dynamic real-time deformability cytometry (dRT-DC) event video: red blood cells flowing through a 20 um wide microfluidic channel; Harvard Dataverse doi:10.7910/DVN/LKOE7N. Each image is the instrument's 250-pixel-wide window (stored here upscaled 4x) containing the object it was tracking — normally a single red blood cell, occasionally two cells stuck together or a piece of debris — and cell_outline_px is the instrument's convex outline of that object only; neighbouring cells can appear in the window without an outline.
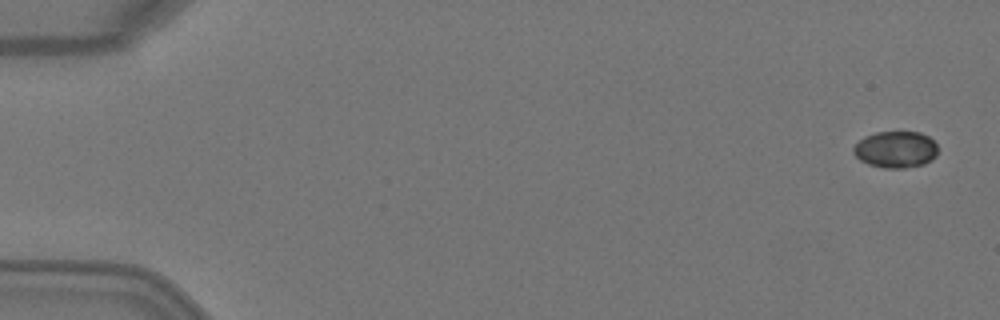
{"species": "Egyptian fruit bat (a non-hibernating species)", "species_latin": "Rousettus aegyptiacus", "temperature_condition": "warm", "stored_images_in_passage": 5, "camera_frame_rate_fps": 3000, "um_per_image_px": 0.085, "animal": {"sex": "female"}, "frame": {"image": 1, "passage_image": 1, "time_ms": 0.0, "image_size_px": [1000, 320], "cell_outline_px": [[936, 156], [932, 160], [924, 164], [904, 168], [884, 168], [868, 164], [860, 160], [852, 152], [852, 148], [864, 136], [876, 132], [920, 132], [928, 136], [936, 144]], "centroid_in_image_um": [76.12, 12.71], "position_along_channel_um": 8.9, "area_um2": 18.03}}
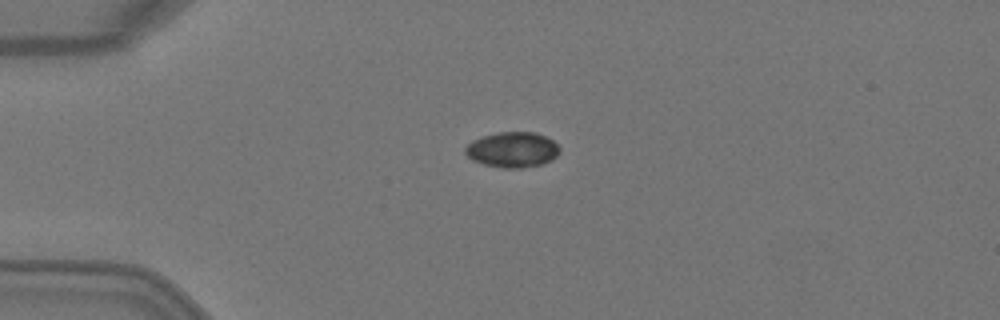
{"frame": {"image": 2, "passage_image": 4, "time_ms": 1.0, "image_size_px": [1000, 320], "cell_outline_px": [[560, 152], [552, 160], [544, 164], [524, 168], [504, 168], [484, 164], [472, 160], [464, 152], [464, 148], [472, 140], [484, 136], [500, 132], [536, 132], [552, 140], [560, 148]], "centroid_in_image_um": [43.57, 12.73], "position_along_channel_um": 41.4, "area_um2": 19.54}}